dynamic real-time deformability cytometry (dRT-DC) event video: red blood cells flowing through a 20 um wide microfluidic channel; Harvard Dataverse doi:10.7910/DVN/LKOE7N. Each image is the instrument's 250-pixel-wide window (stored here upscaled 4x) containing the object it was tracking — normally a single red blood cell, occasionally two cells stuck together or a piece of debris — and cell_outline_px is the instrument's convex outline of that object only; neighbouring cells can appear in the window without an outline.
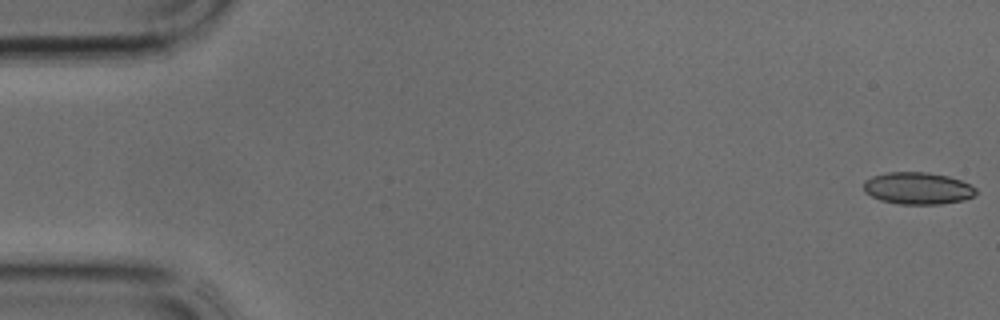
{"species": "common noctule bat (a hibernating species)", "species_latin": "Nyctalus noctula", "temperature_condition": "cold", "stored_images_in_passage": 38, "camera_frame_rate_fps": 3000, "um_per_image_px": 0.085, "animal": {"sex": "male", "body_mass_g": 17.9, "forearm_length_mm": 54.2}, "frame": {"image": 1, "passage_image": 1, "time_ms": 0.0, "image_size_px": [1000, 320], "cell_outline_px": [[976, 192], [972, 196], [964, 200], [940, 204], [900, 204], [880, 200], [864, 192], [864, 180], [872, 176], [888, 172], [928, 172], [948, 176], [960, 180], [976, 188]], "centroid_in_image_um": [77.98, 16.0], "position_along_channel_um": 7.0, "area_um2": 20.92}}
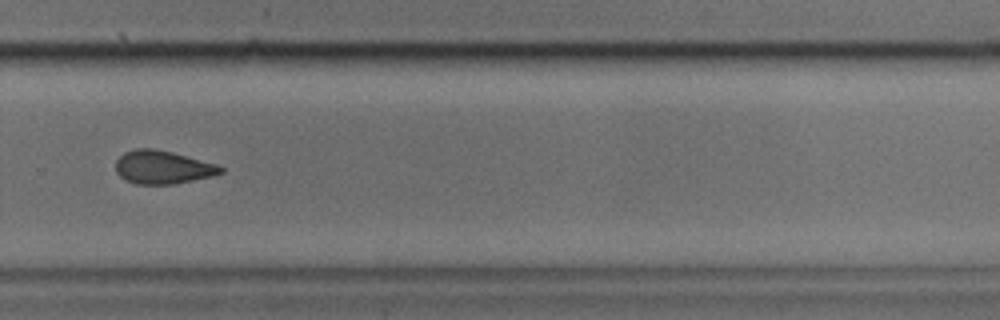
{"frame": {"image": 2, "passage_image": 26, "time_ms": 8.333, "image_size_px": [1000, 320], "cell_outline_px": [[224, 172], [212, 176], [172, 184], [136, 184], [120, 176], [116, 172], [116, 160], [124, 152], [136, 148], [152, 148], [172, 152], [220, 164], [224, 168]], "centroid_in_image_um": [13.86, 14.2], "position_along_channel_um": 315.9, "area_um2": 20.4}}
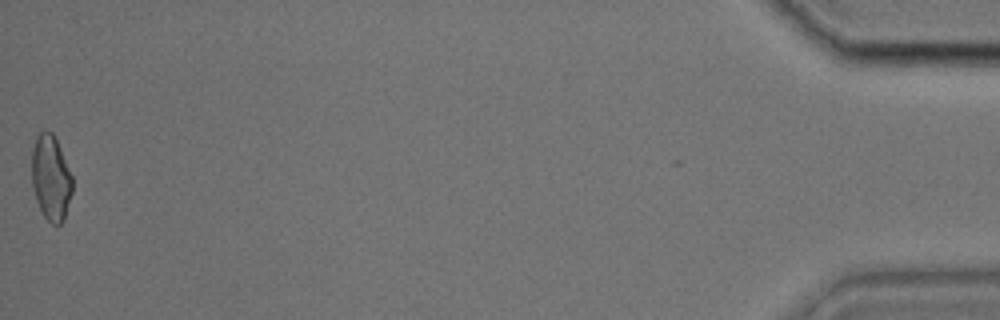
{"frame": {"image": 3, "passage_image": 38, "time_ms": 12.333, "image_size_px": [1000, 320], "cell_outline_px": [[72, 192], [64, 220], [60, 224], [52, 224], [44, 216], [36, 200], [32, 184], [32, 148], [36, 136], [40, 132], [52, 132], [60, 148], [72, 176]], "centroid_in_image_um": [4.32, 15.13], "position_along_channel_um": 430.9, "area_um2": 20.0}}